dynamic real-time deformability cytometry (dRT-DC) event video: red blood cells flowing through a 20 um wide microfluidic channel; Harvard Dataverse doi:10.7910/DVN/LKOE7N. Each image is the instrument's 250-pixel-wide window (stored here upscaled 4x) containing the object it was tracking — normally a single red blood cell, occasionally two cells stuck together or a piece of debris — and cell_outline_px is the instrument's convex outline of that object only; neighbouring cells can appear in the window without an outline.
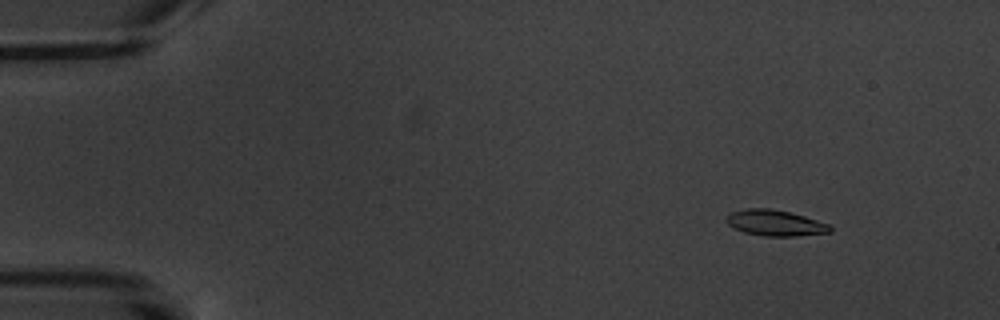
{"species": "common noctule bat (a hibernating species)", "species_latin": "Nyctalus noctula", "temperature_condition": "warm", "stored_images_in_passage": 5, "camera_frame_rate_fps": 3000, "um_per_image_px": 0.085, "animal": {"sex": "male", "body_mass_g": 20.1, "forearm_length_mm": 53.5}, "frame": {"image": 1, "passage_image": 2, "time_ms": 1.333, "image_size_px": [1000, 320], "cell_outline_px": [[832, 232], [796, 236], [764, 236], [744, 232], [732, 228], [724, 220], [728, 212], [744, 208], [772, 208], [792, 212], [828, 224], [832, 228]], "centroid_in_image_um": [65.83, 18.93], "position_along_channel_um": 19.2, "area_um2": 15.95}}
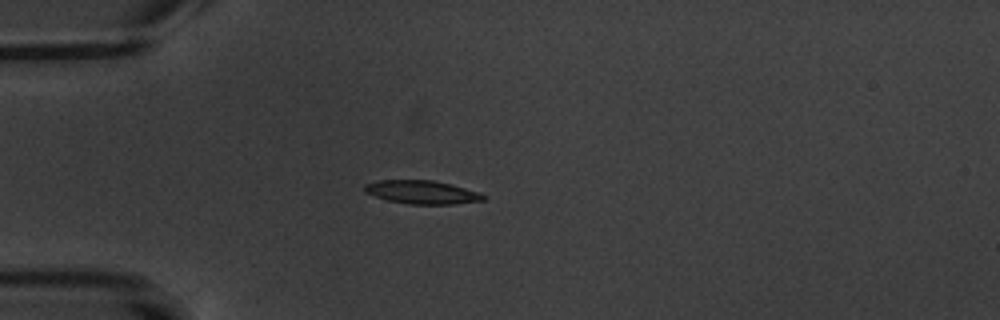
{"frame": {"image": 2, "passage_image": 5, "time_ms": 4.667, "image_size_px": [1000, 320], "cell_outline_px": [[488, 196], [484, 200], [452, 204], [408, 204], [388, 200], [364, 192], [364, 184], [380, 180], [432, 180], [464, 188]], "centroid_in_image_um": [35.84, 16.34], "position_along_channel_um": 49.2, "area_um2": 15.95}}